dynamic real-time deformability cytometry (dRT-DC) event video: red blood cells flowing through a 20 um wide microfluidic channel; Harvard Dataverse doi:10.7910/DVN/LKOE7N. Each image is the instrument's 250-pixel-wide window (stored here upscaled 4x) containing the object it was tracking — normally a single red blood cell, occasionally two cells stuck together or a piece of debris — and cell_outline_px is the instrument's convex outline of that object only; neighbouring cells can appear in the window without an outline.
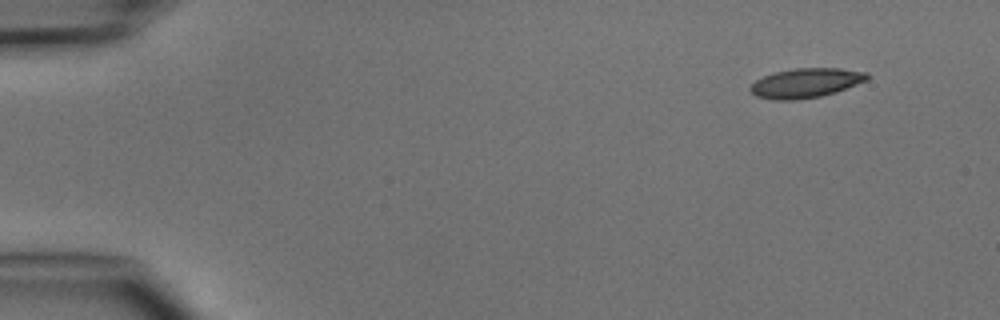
{"species": "common noctule bat (a hibernating species)", "species_latin": "Nyctalus noctula", "temperature_condition": "cold", "stored_images_in_passage": 6, "camera_frame_rate_fps": 3000, "um_per_image_px": 0.085, "animal": {"sex": "male", "body_mass_g": 15.6}, "frame": {"image": 1, "passage_image": 1, "time_ms": 0.0, "image_size_px": [1000, 320], "cell_outline_px": [[868, 80], [836, 92], [820, 96], [796, 100], [772, 100], [756, 96], [748, 88], [756, 80], [764, 76], [776, 72], [796, 68], [840, 68], [868, 72]], "centroid_in_image_um": [68.5, 7.05], "position_along_channel_um": 16.5, "area_um2": 20.06}}
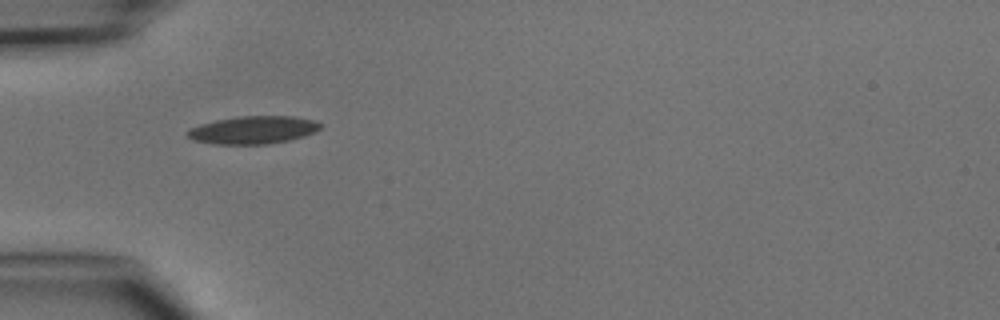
{"frame": {"image": 2, "passage_image": 4, "time_ms": 3.667, "image_size_px": [1000, 320], "cell_outline_px": [[320, 128], [304, 136], [288, 140], [268, 144], [216, 144], [192, 140], [184, 136], [184, 132], [188, 128], [200, 124], [216, 120], [236, 116], [292, 116], [312, 120], [320, 124]], "centroid_in_image_um": [21.4, 11.05], "position_along_channel_um": 63.6, "area_um2": 21.56}}